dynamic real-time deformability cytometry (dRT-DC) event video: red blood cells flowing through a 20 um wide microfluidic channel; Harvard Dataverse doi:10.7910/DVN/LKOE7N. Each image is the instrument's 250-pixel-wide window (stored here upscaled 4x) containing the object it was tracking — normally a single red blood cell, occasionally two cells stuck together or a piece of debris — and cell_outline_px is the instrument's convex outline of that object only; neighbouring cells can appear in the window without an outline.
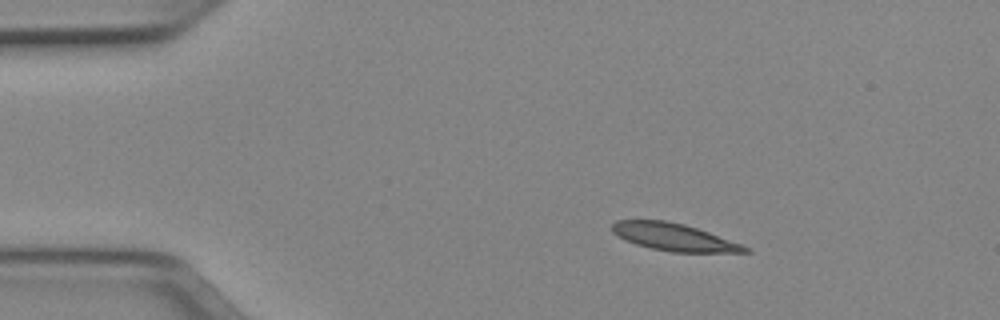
{"species": "Egyptian fruit bat (a non-hibernating species)", "species_latin": "Rousettus aegyptiacus", "temperature_condition": "cold", "stored_images_in_passage": 44, "camera_frame_rate_fps": 3000, "um_per_image_px": 0.085, "animal": {"sex": "female"}, "frame": {"image": 1, "passage_image": 1, "time_ms": 0.0, "image_size_px": [1000, 320], "cell_outline_px": [[752, 252], [672, 252], [652, 248], [636, 244], [624, 240], [612, 232], [612, 224], [616, 220], [668, 220], [684, 224], [708, 232], [752, 248]], "centroid_in_image_um": [57.27, 20.15], "position_along_channel_um": 27.7, "area_um2": 21.1}}
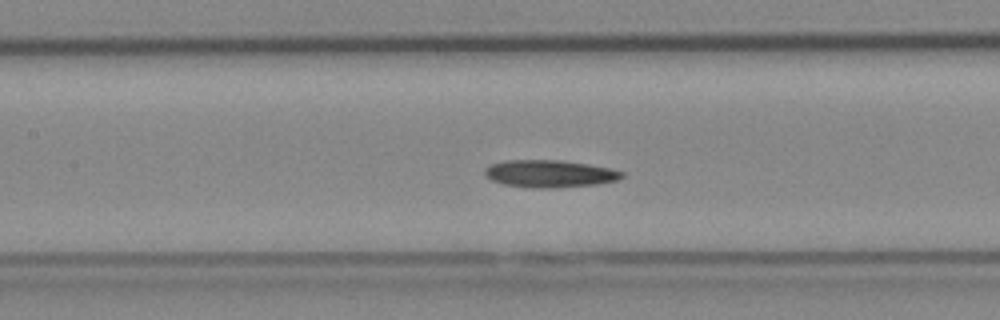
{"frame": {"image": 2, "passage_image": 16, "time_ms": 5.0, "image_size_px": [1000, 320], "cell_outline_px": [[624, 176], [616, 180], [596, 184], [556, 188], [532, 188], [504, 184], [492, 180], [484, 176], [484, 168], [492, 164], [508, 160], [560, 160], [588, 164], [608, 168], [624, 172]], "centroid_in_image_um": [46.69, 14.77], "position_along_channel_um": 160.7, "area_um2": 21.79}}
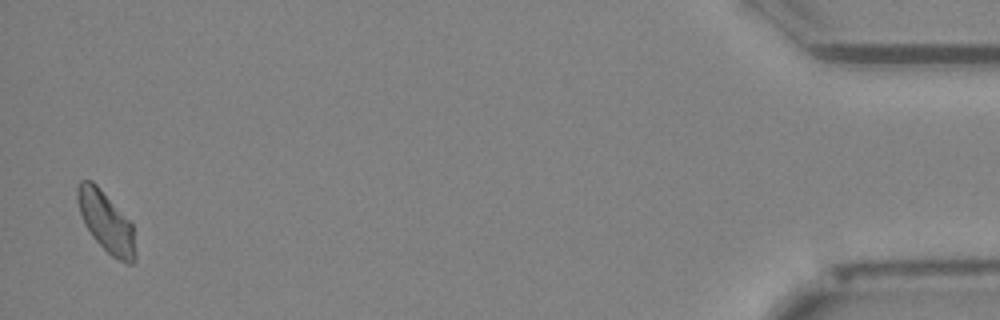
{"frame": {"image": 3, "passage_image": 43, "time_ms": 14.0, "image_size_px": [1000, 320], "cell_outline_px": [[136, 260], [132, 264], [128, 264], [112, 256], [92, 236], [84, 224], [76, 200], [76, 188], [80, 180], [92, 180], [100, 188], [132, 224], [136, 252]], "centroid_in_image_um": [9.01, 18.86], "position_along_channel_um": 426.2, "area_um2": 20.29}, "authors_computed_cell_mechanics": {"area_um2": 21.097, "velocity_mm_per_s": 3.9184, "shape_relaxation_time_tau1_ms": 7.87, "shape_relaxation_time_tau2_ms": null, "deformation_change_tau1": 0.1562, "deformation_change_tau2": null}}